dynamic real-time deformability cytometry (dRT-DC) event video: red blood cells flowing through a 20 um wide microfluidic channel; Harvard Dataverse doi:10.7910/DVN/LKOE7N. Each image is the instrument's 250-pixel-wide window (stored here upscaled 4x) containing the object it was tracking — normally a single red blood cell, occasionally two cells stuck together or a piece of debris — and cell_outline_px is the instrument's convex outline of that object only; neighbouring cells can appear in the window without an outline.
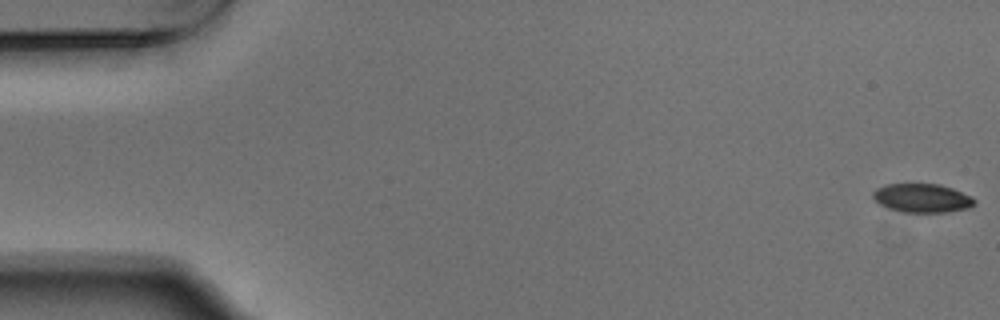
{"species": "Egyptian fruit bat (a non-hibernating species)", "species_latin": "Rousettus aegyptiacus", "temperature_condition": "warm", "stored_images_in_passage": 54, "camera_frame_rate_fps": 3000, "um_per_image_px": 0.085, "animal": {"sex": "male"}, "frame": {"image": 1, "passage_image": 1, "time_ms": 0.0, "image_size_px": [1000, 320], "cell_outline_px": [[976, 204], [968, 208], [948, 212], [904, 212], [888, 208], [880, 204], [872, 196], [872, 192], [876, 188], [888, 184], [940, 184], [952, 188], [972, 196], [976, 200]], "centroid_in_image_um": [78.41, 16.83], "position_along_channel_um": 6.6, "area_um2": 17.05}}
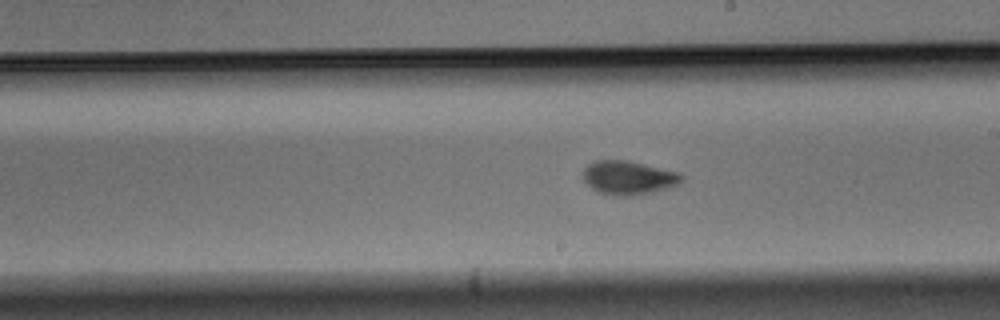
{"frame": {"image": 2, "passage_image": 31, "time_ms": 10.0, "image_size_px": [1000, 320], "cell_outline_px": [[684, 180], [668, 188], [652, 192], [628, 196], [616, 196], [600, 192], [592, 188], [580, 176], [584, 168], [588, 164], [596, 160], [628, 160], [680, 172], [684, 176]], "centroid_in_image_um": [53.42, 15.09], "position_along_channel_um": 235.6, "area_um2": 19.54}}
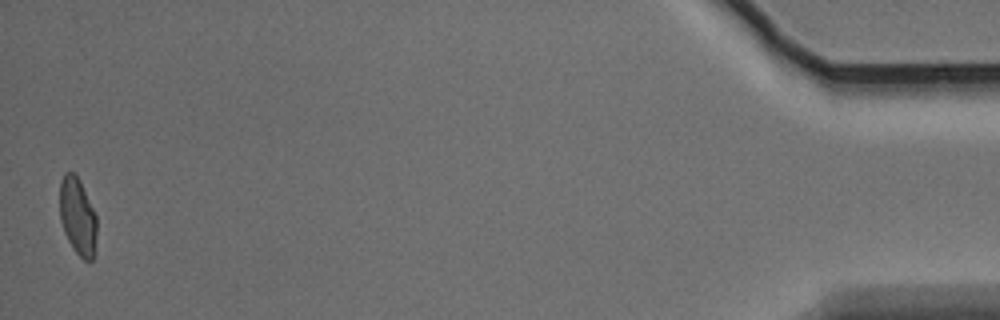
{"frame": {"image": 3, "passage_image": 54, "time_ms": 17.667, "image_size_px": [1000, 320], "cell_outline_px": [[96, 236], [92, 260], [84, 260], [72, 248], [64, 232], [60, 220], [60, 180], [64, 172], [72, 172], [80, 180], [96, 216]], "centroid_in_image_um": [6.58, 18.38], "position_along_channel_um": 428.6, "area_um2": 16.53}, "authors_computed_cell_mechanics": {"area_um2": 18.2648, "velocity_mm_per_s": 3.7266, "shape_relaxation_time_tau1_ms": 4.0766, "shape_relaxation_time_tau2_ms": 1.3408, "deformation_change_tau1": 0.1753, "deformation_change_tau2": 0.0595}}